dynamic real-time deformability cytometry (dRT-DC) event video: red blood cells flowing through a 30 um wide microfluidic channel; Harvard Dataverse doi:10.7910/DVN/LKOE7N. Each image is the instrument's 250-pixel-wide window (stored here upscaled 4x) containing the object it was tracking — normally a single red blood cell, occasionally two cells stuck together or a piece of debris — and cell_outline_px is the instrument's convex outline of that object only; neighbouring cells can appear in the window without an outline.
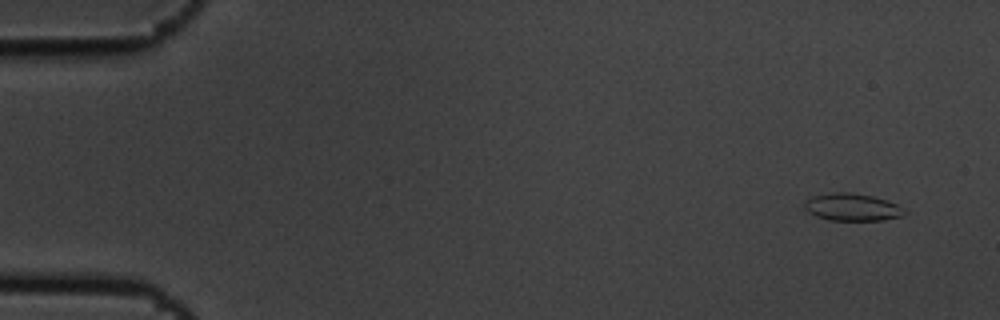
{"species": "common noctule bat (a hibernating species)", "species_latin": "Nyctalus noctula", "temperature_condition": "cold", "stored_images_in_passage": 6, "camera_frame_rate_fps": 3000, "um_per_image_px": 0.085, "animal": {"sex": "male", "body_mass_g": 19.5, "forearm_length_mm": 54.6}, "frame": {"image": 1, "passage_image": 1, "time_ms": 0.0, "image_size_px": [1000, 320], "cell_outline_px": [[908, 212], [904, 216], [884, 220], [828, 220], [816, 216], [808, 212], [804, 208], [804, 204], [812, 196], [836, 192], [852, 192], [872, 196], [896, 204]], "centroid_in_image_um": [72.45, 17.62], "position_along_channel_um": 12.6, "area_um2": 15.9}}
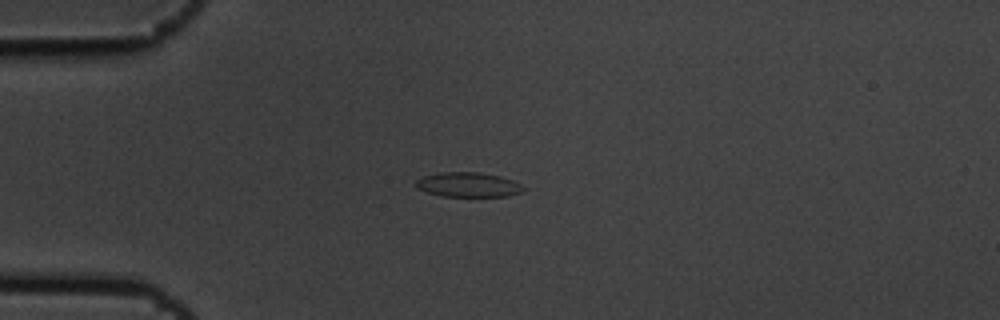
{"frame": {"image": 2, "passage_image": 4, "time_ms": 1.0, "image_size_px": [1000, 320], "cell_outline_px": [[524, 192], [508, 196], [444, 196], [428, 192], [416, 188], [416, 180], [424, 176], [440, 172], [480, 172], [500, 176], [512, 180], [520, 184], [524, 188]], "centroid_in_image_um": [39.82, 15.69], "position_along_channel_um": 45.2, "area_um2": 15.37}}
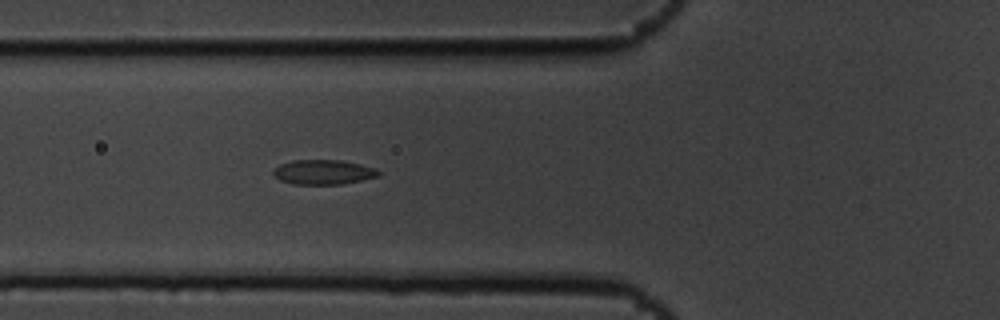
{"frame": {"image": 3, "passage_image": 6, "time_ms": 1.667, "image_size_px": [1000, 320], "cell_outline_px": [[380, 176], [340, 184], [292, 184], [280, 180], [272, 176], [272, 168], [280, 164], [292, 160], [340, 160], [360, 164], [376, 168], [380, 172]], "centroid_in_image_um": [27.43, 14.62], "position_along_channel_um": 98.4, "area_um2": 15.26}}